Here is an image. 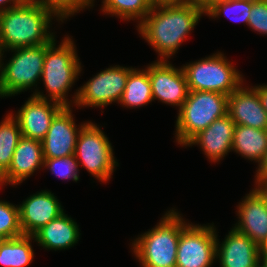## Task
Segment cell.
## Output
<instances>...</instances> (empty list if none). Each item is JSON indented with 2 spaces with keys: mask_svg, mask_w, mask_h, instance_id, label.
I'll use <instances>...</instances> for the list:
<instances>
[{
  "mask_svg": "<svg viewBox=\"0 0 267 267\" xmlns=\"http://www.w3.org/2000/svg\"><path fill=\"white\" fill-rule=\"evenodd\" d=\"M205 13L193 3H154L151 11L138 24L142 37L167 61Z\"/></svg>",
  "mask_w": 267,
  "mask_h": 267,
  "instance_id": "cell-1",
  "label": "cell"
},
{
  "mask_svg": "<svg viewBox=\"0 0 267 267\" xmlns=\"http://www.w3.org/2000/svg\"><path fill=\"white\" fill-rule=\"evenodd\" d=\"M53 11L30 0L0 12V53L21 47L48 44L55 39L50 33Z\"/></svg>",
  "mask_w": 267,
  "mask_h": 267,
  "instance_id": "cell-2",
  "label": "cell"
},
{
  "mask_svg": "<svg viewBox=\"0 0 267 267\" xmlns=\"http://www.w3.org/2000/svg\"><path fill=\"white\" fill-rule=\"evenodd\" d=\"M175 210H170L158 225L140 235L132 250L142 267H176L181 231L188 225Z\"/></svg>",
  "mask_w": 267,
  "mask_h": 267,
  "instance_id": "cell-3",
  "label": "cell"
},
{
  "mask_svg": "<svg viewBox=\"0 0 267 267\" xmlns=\"http://www.w3.org/2000/svg\"><path fill=\"white\" fill-rule=\"evenodd\" d=\"M228 96L214 91H189L178 110L176 141L182 146L213 121L227 114Z\"/></svg>",
  "mask_w": 267,
  "mask_h": 267,
  "instance_id": "cell-4",
  "label": "cell"
},
{
  "mask_svg": "<svg viewBox=\"0 0 267 267\" xmlns=\"http://www.w3.org/2000/svg\"><path fill=\"white\" fill-rule=\"evenodd\" d=\"M56 47L54 42L45 53L42 77L50 101L70 107L66 94L82 71L81 63L71 38L65 37Z\"/></svg>",
  "mask_w": 267,
  "mask_h": 267,
  "instance_id": "cell-5",
  "label": "cell"
},
{
  "mask_svg": "<svg viewBox=\"0 0 267 267\" xmlns=\"http://www.w3.org/2000/svg\"><path fill=\"white\" fill-rule=\"evenodd\" d=\"M54 42L11 49L14 55L5 65L0 53V97L14 96L36 85L42 77L46 50Z\"/></svg>",
  "mask_w": 267,
  "mask_h": 267,
  "instance_id": "cell-6",
  "label": "cell"
},
{
  "mask_svg": "<svg viewBox=\"0 0 267 267\" xmlns=\"http://www.w3.org/2000/svg\"><path fill=\"white\" fill-rule=\"evenodd\" d=\"M189 91H214L229 96L243 86V77L221 53L182 67Z\"/></svg>",
  "mask_w": 267,
  "mask_h": 267,
  "instance_id": "cell-7",
  "label": "cell"
},
{
  "mask_svg": "<svg viewBox=\"0 0 267 267\" xmlns=\"http://www.w3.org/2000/svg\"><path fill=\"white\" fill-rule=\"evenodd\" d=\"M110 141L104 132L93 122H87L80 130L75 149L79 165L85 167L101 182H106L116 168Z\"/></svg>",
  "mask_w": 267,
  "mask_h": 267,
  "instance_id": "cell-8",
  "label": "cell"
},
{
  "mask_svg": "<svg viewBox=\"0 0 267 267\" xmlns=\"http://www.w3.org/2000/svg\"><path fill=\"white\" fill-rule=\"evenodd\" d=\"M132 69L116 65L101 71L79 88L73 103L80 107H104L116 101L119 104Z\"/></svg>",
  "mask_w": 267,
  "mask_h": 267,
  "instance_id": "cell-9",
  "label": "cell"
},
{
  "mask_svg": "<svg viewBox=\"0 0 267 267\" xmlns=\"http://www.w3.org/2000/svg\"><path fill=\"white\" fill-rule=\"evenodd\" d=\"M189 224L181 231L176 267H211L216 259V228Z\"/></svg>",
  "mask_w": 267,
  "mask_h": 267,
  "instance_id": "cell-10",
  "label": "cell"
},
{
  "mask_svg": "<svg viewBox=\"0 0 267 267\" xmlns=\"http://www.w3.org/2000/svg\"><path fill=\"white\" fill-rule=\"evenodd\" d=\"M152 88L153 101L180 107L186 101L189 89L184 71L169 61L158 60L146 67Z\"/></svg>",
  "mask_w": 267,
  "mask_h": 267,
  "instance_id": "cell-11",
  "label": "cell"
},
{
  "mask_svg": "<svg viewBox=\"0 0 267 267\" xmlns=\"http://www.w3.org/2000/svg\"><path fill=\"white\" fill-rule=\"evenodd\" d=\"M43 93L35 91L18 112L12 116L19 123L23 137L42 141L46 136L52 119L63 108Z\"/></svg>",
  "mask_w": 267,
  "mask_h": 267,
  "instance_id": "cell-12",
  "label": "cell"
},
{
  "mask_svg": "<svg viewBox=\"0 0 267 267\" xmlns=\"http://www.w3.org/2000/svg\"><path fill=\"white\" fill-rule=\"evenodd\" d=\"M76 128L70 107H63L52 119L42 142L44 159H54L75 154L76 141L81 128Z\"/></svg>",
  "mask_w": 267,
  "mask_h": 267,
  "instance_id": "cell-13",
  "label": "cell"
},
{
  "mask_svg": "<svg viewBox=\"0 0 267 267\" xmlns=\"http://www.w3.org/2000/svg\"><path fill=\"white\" fill-rule=\"evenodd\" d=\"M62 213L64 209L52 192L42 190L33 194L19 205L22 233L32 236Z\"/></svg>",
  "mask_w": 267,
  "mask_h": 267,
  "instance_id": "cell-14",
  "label": "cell"
},
{
  "mask_svg": "<svg viewBox=\"0 0 267 267\" xmlns=\"http://www.w3.org/2000/svg\"><path fill=\"white\" fill-rule=\"evenodd\" d=\"M237 207L240 220L234 229L260 247L267 240V199L254 188Z\"/></svg>",
  "mask_w": 267,
  "mask_h": 267,
  "instance_id": "cell-15",
  "label": "cell"
},
{
  "mask_svg": "<svg viewBox=\"0 0 267 267\" xmlns=\"http://www.w3.org/2000/svg\"><path fill=\"white\" fill-rule=\"evenodd\" d=\"M216 258L221 267H260V247L249 237L231 229L219 244L216 238Z\"/></svg>",
  "mask_w": 267,
  "mask_h": 267,
  "instance_id": "cell-16",
  "label": "cell"
},
{
  "mask_svg": "<svg viewBox=\"0 0 267 267\" xmlns=\"http://www.w3.org/2000/svg\"><path fill=\"white\" fill-rule=\"evenodd\" d=\"M227 114L236 125L267 129V111L263 108L254 87H242L228 96Z\"/></svg>",
  "mask_w": 267,
  "mask_h": 267,
  "instance_id": "cell-17",
  "label": "cell"
},
{
  "mask_svg": "<svg viewBox=\"0 0 267 267\" xmlns=\"http://www.w3.org/2000/svg\"><path fill=\"white\" fill-rule=\"evenodd\" d=\"M44 164L42 142L32 138L21 137L13 153L9 169L0 177L4 183L18 185L30 177Z\"/></svg>",
  "mask_w": 267,
  "mask_h": 267,
  "instance_id": "cell-18",
  "label": "cell"
},
{
  "mask_svg": "<svg viewBox=\"0 0 267 267\" xmlns=\"http://www.w3.org/2000/svg\"><path fill=\"white\" fill-rule=\"evenodd\" d=\"M235 126L234 121L226 114L195 135L186 146L199 145L208 159L217 162L232 150Z\"/></svg>",
  "mask_w": 267,
  "mask_h": 267,
  "instance_id": "cell-19",
  "label": "cell"
},
{
  "mask_svg": "<svg viewBox=\"0 0 267 267\" xmlns=\"http://www.w3.org/2000/svg\"><path fill=\"white\" fill-rule=\"evenodd\" d=\"M79 228L77 223L62 213L59 217L40 228L32 236L45 249H68L78 242Z\"/></svg>",
  "mask_w": 267,
  "mask_h": 267,
  "instance_id": "cell-20",
  "label": "cell"
},
{
  "mask_svg": "<svg viewBox=\"0 0 267 267\" xmlns=\"http://www.w3.org/2000/svg\"><path fill=\"white\" fill-rule=\"evenodd\" d=\"M232 151L259 164L267 151V129L236 125L233 134Z\"/></svg>",
  "mask_w": 267,
  "mask_h": 267,
  "instance_id": "cell-21",
  "label": "cell"
},
{
  "mask_svg": "<svg viewBox=\"0 0 267 267\" xmlns=\"http://www.w3.org/2000/svg\"><path fill=\"white\" fill-rule=\"evenodd\" d=\"M31 235L3 239L0 243V265L4 267H27L34 257Z\"/></svg>",
  "mask_w": 267,
  "mask_h": 267,
  "instance_id": "cell-22",
  "label": "cell"
},
{
  "mask_svg": "<svg viewBox=\"0 0 267 267\" xmlns=\"http://www.w3.org/2000/svg\"><path fill=\"white\" fill-rule=\"evenodd\" d=\"M152 88L147 69H132L119 101L124 107H141L152 102Z\"/></svg>",
  "mask_w": 267,
  "mask_h": 267,
  "instance_id": "cell-23",
  "label": "cell"
},
{
  "mask_svg": "<svg viewBox=\"0 0 267 267\" xmlns=\"http://www.w3.org/2000/svg\"><path fill=\"white\" fill-rule=\"evenodd\" d=\"M21 137L19 123L9 113L0 124V177L9 169L13 153Z\"/></svg>",
  "mask_w": 267,
  "mask_h": 267,
  "instance_id": "cell-24",
  "label": "cell"
},
{
  "mask_svg": "<svg viewBox=\"0 0 267 267\" xmlns=\"http://www.w3.org/2000/svg\"><path fill=\"white\" fill-rule=\"evenodd\" d=\"M94 1V0H92ZM102 12L125 20L142 22L154 5L153 0H103Z\"/></svg>",
  "mask_w": 267,
  "mask_h": 267,
  "instance_id": "cell-25",
  "label": "cell"
},
{
  "mask_svg": "<svg viewBox=\"0 0 267 267\" xmlns=\"http://www.w3.org/2000/svg\"><path fill=\"white\" fill-rule=\"evenodd\" d=\"M251 8L252 0H227L216 4L206 15L218 18L223 13L232 21L248 24Z\"/></svg>",
  "mask_w": 267,
  "mask_h": 267,
  "instance_id": "cell-26",
  "label": "cell"
},
{
  "mask_svg": "<svg viewBox=\"0 0 267 267\" xmlns=\"http://www.w3.org/2000/svg\"><path fill=\"white\" fill-rule=\"evenodd\" d=\"M21 235L19 206L0 200V237L9 239Z\"/></svg>",
  "mask_w": 267,
  "mask_h": 267,
  "instance_id": "cell-27",
  "label": "cell"
},
{
  "mask_svg": "<svg viewBox=\"0 0 267 267\" xmlns=\"http://www.w3.org/2000/svg\"><path fill=\"white\" fill-rule=\"evenodd\" d=\"M53 11L63 22L65 18L74 15L85 7H92V0H30Z\"/></svg>",
  "mask_w": 267,
  "mask_h": 267,
  "instance_id": "cell-28",
  "label": "cell"
},
{
  "mask_svg": "<svg viewBox=\"0 0 267 267\" xmlns=\"http://www.w3.org/2000/svg\"><path fill=\"white\" fill-rule=\"evenodd\" d=\"M78 160L75 157V154L54 158V159H44L43 167L50 169L52 174L59 176L62 179H73V181L79 180L78 175Z\"/></svg>",
  "mask_w": 267,
  "mask_h": 267,
  "instance_id": "cell-29",
  "label": "cell"
},
{
  "mask_svg": "<svg viewBox=\"0 0 267 267\" xmlns=\"http://www.w3.org/2000/svg\"><path fill=\"white\" fill-rule=\"evenodd\" d=\"M247 26L259 34L267 35V0H252Z\"/></svg>",
  "mask_w": 267,
  "mask_h": 267,
  "instance_id": "cell-30",
  "label": "cell"
},
{
  "mask_svg": "<svg viewBox=\"0 0 267 267\" xmlns=\"http://www.w3.org/2000/svg\"><path fill=\"white\" fill-rule=\"evenodd\" d=\"M225 1L227 0H193V4H195L199 9H201L206 14L216 4Z\"/></svg>",
  "mask_w": 267,
  "mask_h": 267,
  "instance_id": "cell-31",
  "label": "cell"
},
{
  "mask_svg": "<svg viewBox=\"0 0 267 267\" xmlns=\"http://www.w3.org/2000/svg\"><path fill=\"white\" fill-rule=\"evenodd\" d=\"M255 186L256 190L265 198L267 199V175H256L255 176Z\"/></svg>",
  "mask_w": 267,
  "mask_h": 267,
  "instance_id": "cell-32",
  "label": "cell"
},
{
  "mask_svg": "<svg viewBox=\"0 0 267 267\" xmlns=\"http://www.w3.org/2000/svg\"><path fill=\"white\" fill-rule=\"evenodd\" d=\"M254 88L257 90L263 108L267 111V85H257Z\"/></svg>",
  "mask_w": 267,
  "mask_h": 267,
  "instance_id": "cell-33",
  "label": "cell"
},
{
  "mask_svg": "<svg viewBox=\"0 0 267 267\" xmlns=\"http://www.w3.org/2000/svg\"><path fill=\"white\" fill-rule=\"evenodd\" d=\"M25 0H0V12L4 11V10H7L9 8H13L21 3H23ZM13 5H9L8 7L5 5L6 3H9ZM3 6H6V7H3Z\"/></svg>",
  "mask_w": 267,
  "mask_h": 267,
  "instance_id": "cell-34",
  "label": "cell"
},
{
  "mask_svg": "<svg viewBox=\"0 0 267 267\" xmlns=\"http://www.w3.org/2000/svg\"><path fill=\"white\" fill-rule=\"evenodd\" d=\"M259 168L256 175H267V151L264 155L263 160L259 163Z\"/></svg>",
  "mask_w": 267,
  "mask_h": 267,
  "instance_id": "cell-35",
  "label": "cell"
},
{
  "mask_svg": "<svg viewBox=\"0 0 267 267\" xmlns=\"http://www.w3.org/2000/svg\"><path fill=\"white\" fill-rule=\"evenodd\" d=\"M154 3H193V0H153Z\"/></svg>",
  "mask_w": 267,
  "mask_h": 267,
  "instance_id": "cell-36",
  "label": "cell"
},
{
  "mask_svg": "<svg viewBox=\"0 0 267 267\" xmlns=\"http://www.w3.org/2000/svg\"><path fill=\"white\" fill-rule=\"evenodd\" d=\"M260 257H267V240L260 246Z\"/></svg>",
  "mask_w": 267,
  "mask_h": 267,
  "instance_id": "cell-37",
  "label": "cell"
},
{
  "mask_svg": "<svg viewBox=\"0 0 267 267\" xmlns=\"http://www.w3.org/2000/svg\"><path fill=\"white\" fill-rule=\"evenodd\" d=\"M260 267H267V257H260Z\"/></svg>",
  "mask_w": 267,
  "mask_h": 267,
  "instance_id": "cell-38",
  "label": "cell"
}]
</instances>
